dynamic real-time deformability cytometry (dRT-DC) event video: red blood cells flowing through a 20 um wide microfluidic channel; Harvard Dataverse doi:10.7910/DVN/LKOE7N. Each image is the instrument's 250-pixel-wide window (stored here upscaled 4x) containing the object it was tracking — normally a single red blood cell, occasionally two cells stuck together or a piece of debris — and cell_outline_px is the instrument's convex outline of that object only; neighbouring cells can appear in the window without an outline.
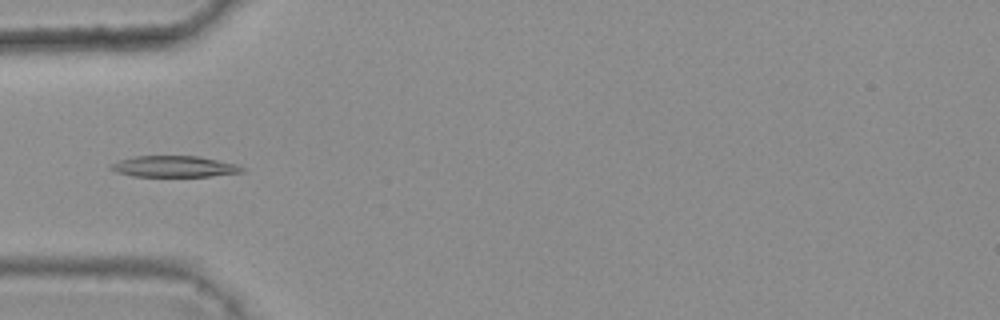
{"species": "common noctule bat (a hibernating species)", "species_latin": "Nyctalus noctula", "temperature_condition": "warm", "stored_images_in_passage": 5, "camera_frame_rate_fps": 3000, "um_per_image_px": 0.085, "animal": {"sex": "female", "body_mass_g": 25.1}, "frame": {"image": 1, "passage_image": 5, "time_ms": 1.333, "image_size_px": [1000, 320], "cell_outline_px": [[248, 168], [244, 172], [212, 176], [132, 176], [116, 172], [108, 168], [112, 164], [120, 160], [136, 156], [196, 156], [240, 164]], "centroid_in_image_um": [14.89, 14.15], "position_along_channel_um": 70.1, "area_um2": 16.3}}